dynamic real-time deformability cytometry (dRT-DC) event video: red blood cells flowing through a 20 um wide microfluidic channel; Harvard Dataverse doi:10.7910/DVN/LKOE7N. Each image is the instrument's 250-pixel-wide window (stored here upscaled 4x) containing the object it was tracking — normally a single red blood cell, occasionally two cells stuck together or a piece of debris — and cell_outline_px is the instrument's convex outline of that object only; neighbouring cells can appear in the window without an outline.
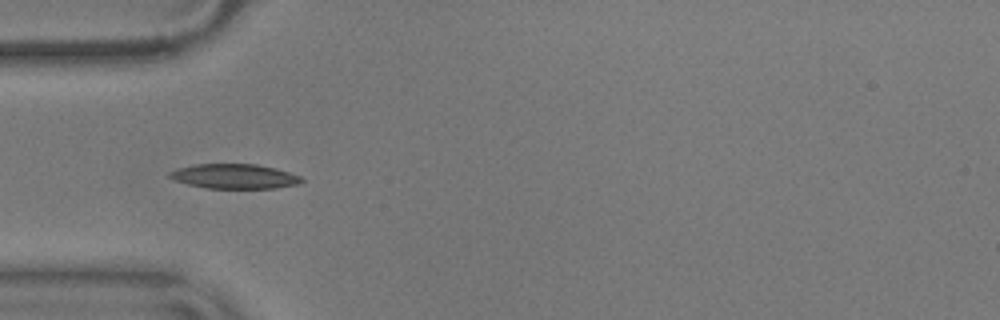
{"species": "common noctule bat (a hibernating species)", "species_latin": "Nyctalus noctula", "temperature_condition": "warm", "stored_images_in_passage": 25, "camera_frame_rate_fps": 3000, "um_per_image_px": 0.085, "animal": {"sex": "male", "body_mass_g": 17.9}, "frame": {"image": 1, "passage_image": 4, "time_ms": 1.0, "image_size_px": [1000, 320], "cell_outline_px": [[304, 180], [296, 184], [276, 188], [204, 188], [172, 180], [168, 176], [168, 172], [176, 168], [196, 164], [256, 164], [276, 168], [300, 176]], "centroid_in_image_um": [19.87, 14.98], "position_along_channel_um": 65.1, "area_um2": 19.02}}